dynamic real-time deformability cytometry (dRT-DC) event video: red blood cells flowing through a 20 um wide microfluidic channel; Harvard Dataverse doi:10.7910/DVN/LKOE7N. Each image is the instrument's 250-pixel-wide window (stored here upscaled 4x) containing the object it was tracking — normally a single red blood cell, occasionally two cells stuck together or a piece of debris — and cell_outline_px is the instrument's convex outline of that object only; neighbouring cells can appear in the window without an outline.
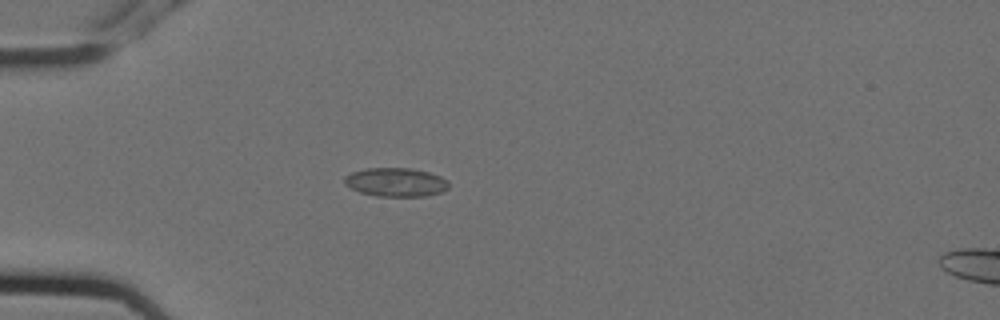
{"species": "Egyptian fruit bat (a non-hibernating species)", "species_latin": "Rousettus aegyptiacus", "temperature_condition": "cold", "stored_images_in_passage": 3, "camera_frame_rate_fps": 3000, "um_per_image_px": 0.085, "animal": {"sex": "female"}, "frame": {"image": 1, "passage_image": 3, "time_ms": 0.667, "image_size_px": [1000, 320], "cell_outline_px": [[448, 188], [444, 192], [428, 196], [376, 196], [360, 192], [344, 184], [344, 176], [352, 172], [364, 168], [412, 168], [428, 172], [440, 176], [448, 180]], "centroid_in_image_um": [33.66, 15.48], "position_along_channel_um": 51.3, "area_um2": 17.63}}